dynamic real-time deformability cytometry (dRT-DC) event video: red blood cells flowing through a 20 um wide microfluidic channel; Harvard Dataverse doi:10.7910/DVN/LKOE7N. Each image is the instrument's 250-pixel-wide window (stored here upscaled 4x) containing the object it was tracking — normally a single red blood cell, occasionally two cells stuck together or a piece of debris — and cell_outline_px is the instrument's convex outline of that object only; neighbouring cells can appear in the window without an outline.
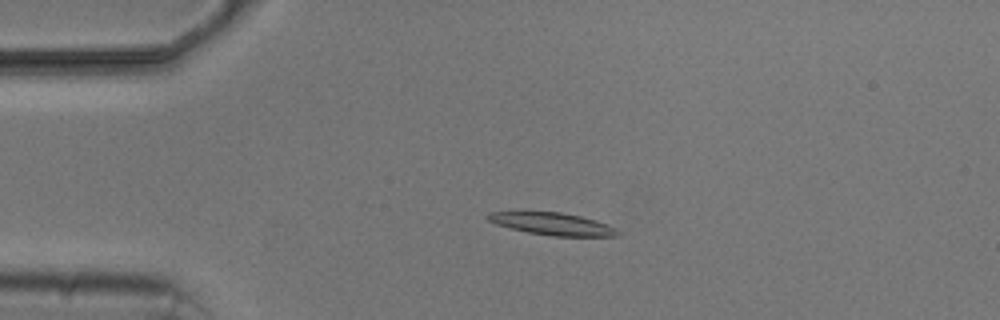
{"species": "common noctule bat (a hibernating species)", "species_latin": "Nyctalus noctula", "temperature_condition": "cold", "stored_images_in_passage": 4, "camera_frame_rate_fps": 3000, "um_per_image_px": 0.085, "animal": {"sex": "male", "body_mass_g": 20.5, "forearm_length_mm": 52.5}, "frame": {"image": 1, "passage_image": 4, "time_ms": 3.333, "image_size_px": [1000, 320], "cell_outline_px": [[620, 232], [616, 236], [552, 236], [528, 232], [496, 224], [488, 220], [484, 216], [488, 212], [560, 212], [580, 216], [596, 220], [608, 224], [616, 228]], "centroid_in_image_um": [46.97, 19.03], "position_along_channel_um": 38.0, "area_um2": 16.76}}